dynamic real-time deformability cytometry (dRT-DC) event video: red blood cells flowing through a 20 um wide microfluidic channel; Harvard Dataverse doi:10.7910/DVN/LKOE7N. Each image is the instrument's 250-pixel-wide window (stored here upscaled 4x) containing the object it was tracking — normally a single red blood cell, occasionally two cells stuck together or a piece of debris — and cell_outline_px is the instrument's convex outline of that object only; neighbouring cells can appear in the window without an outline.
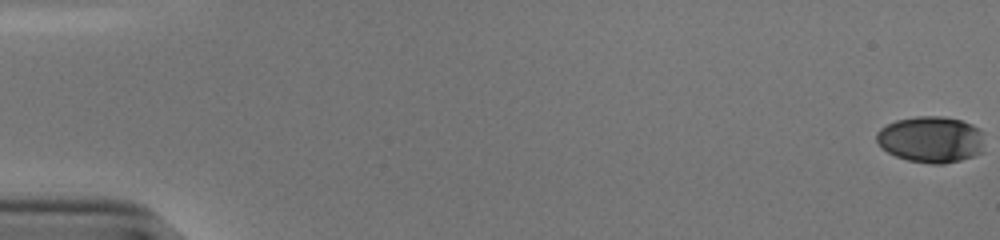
{"species": "human", "species_latin": "Homo sapiens", "temperature_condition": "cold", "stored_images_in_passage": 55, "camera_frame_rate_fps": 3000, "um_per_image_px": 0.085, "donor": {"sex": "male"}, "frame": {"image": 1, "passage_image": 1, "time_ms": 0.0, "image_size_px": [1000, 240], "cell_outline_px": [[984, 152], [960, 160], [944, 164], [932, 164], [908, 160], [896, 156], [880, 148], [876, 140], [876, 132], [880, 128], [896, 120], [916, 116], [944, 116], [960, 120], [972, 124], [980, 128], [984, 132]], "centroid_in_image_um": [79.16, 11.85], "position_along_channel_um": 5.8, "area_um2": 29.65}}
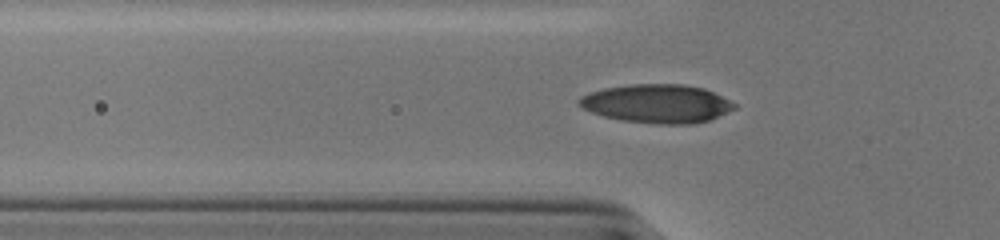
{"frame": {"image": 2, "passage_image": 20, "time_ms": 6.333, "image_size_px": [1000, 240], "cell_outline_px": [[736, 108], [728, 112], [708, 120], [692, 124], [656, 124], [620, 120], [604, 116], [592, 112], [584, 108], [576, 100], [580, 96], [588, 92], [604, 88], [632, 84], [684, 84], [704, 88], [736, 104]], "centroid_in_image_um": [55.82, 8.81], "position_along_channel_um": 70.0, "area_um2": 34.85}}
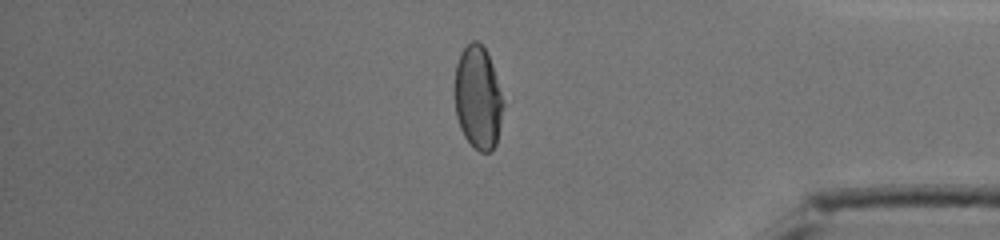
{"frame": {"image": 3, "passage_image": 47, "time_ms": 15.333, "image_size_px": [1000, 240], "cell_outline_px": [[504, 104], [496, 144], [492, 152], [480, 152], [472, 148], [464, 136], [460, 128], [456, 116], [456, 64], [460, 52], [472, 40], [476, 40], [484, 48], [492, 64]], "centroid_in_image_um": [40.63, 8.35], "position_along_channel_um": 394.6, "area_um2": 28.96}, "authors_computed_cell_mechanics": {"area_um2": 31.9056, "velocity_mm_per_s": 3.8683, "shape_relaxation_time_tau1_ms": 4.5843, "shape_relaxation_time_tau2_ms": 0.9528, "deformation_change_tau1": 0.1776, "deformation_change_tau2": 0.0507}}